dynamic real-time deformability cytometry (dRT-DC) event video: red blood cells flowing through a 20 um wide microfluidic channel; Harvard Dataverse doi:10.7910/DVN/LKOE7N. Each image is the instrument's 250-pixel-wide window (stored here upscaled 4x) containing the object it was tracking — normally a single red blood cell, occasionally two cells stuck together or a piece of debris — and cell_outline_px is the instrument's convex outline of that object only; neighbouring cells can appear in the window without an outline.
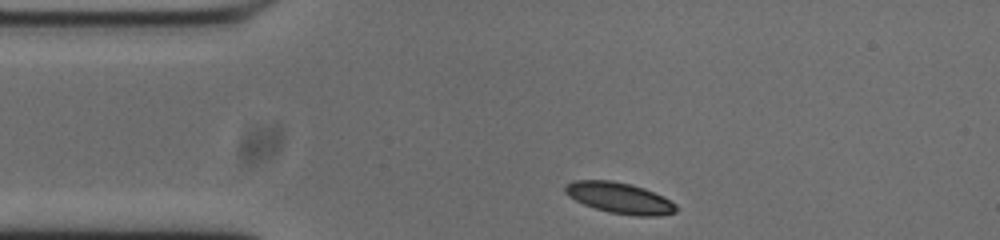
{"species": "common noctule bat (a hibernating species)", "species_latin": "Nyctalus noctula", "temperature_condition": "cold", "stored_images_in_passage": 45, "camera_frame_rate_fps": 3000, "um_per_image_px": 0.085, "animal": {"sex": "male", "body_mass_g": 20.0, "forearm_length_mm": 53.3}, "frame": {"image": 1, "passage_image": 1, "time_ms": 0.0, "image_size_px": [1000, 240], "cell_outline_px": [[676, 212], [656, 216], [636, 216], [608, 212], [584, 204], [568, 196], [564, 192], [564, 184], [572, 180], [612, 180], [632, 184], [644, 188], [664, 196], [676, 204]], "centroid_in_image_um": [52.64, 16.81], "position_along_channel_um": 32.4, "area_um2": 20.17}}
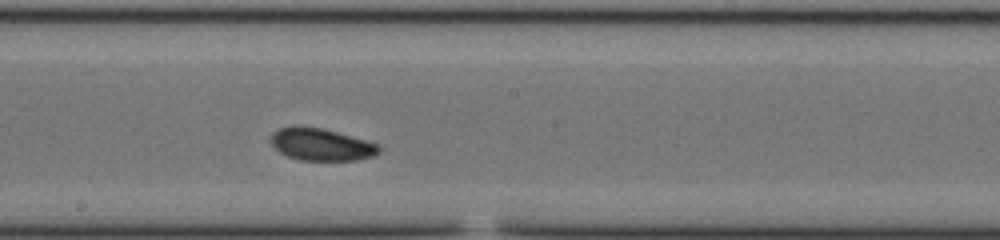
{"frame": {"image": 2, "passage_image": 19, "time_ms": 6.0, "image_size_px": [1000, 240], "cell_outline_px": [[380, 152], [372, 156], [356, 160], [300, 160], [288, 156], [280, 152], [268, 140], [268, 136], [272, 132], [280, 128], [320, 128], [336, 132], [364, 140], [376, 144], [380, 148]], "centroid_in_image_um": [27.27, 12.31], "position_along_channel_um": 220.9, "area_um2": 19.71}}
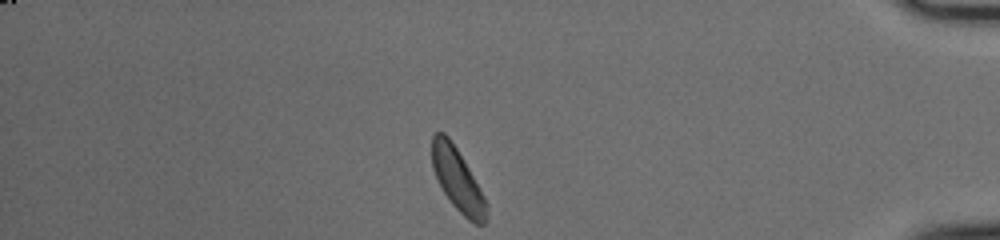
{"frame": {"image": 3, "passage_image": 37, "time_ms": 12.0, "image_size_px": [1000, 240], "cell_outline_px": [[488, 204], [484, 224], [476, 224], [468, 220], [452, 204], [444, 192], [432, 168], [432, 136], [436, 132], [444, 132], [448, 136], [456, 148], [468, 168]], "centroid_in_image_um": [38.88, 15.27], "position_along_channel_um": 396.3, "area_um2": 19.36}, "authors_computed_cell_mechanics": {"area_um2": 20.1144, "velocity_mm_per_s": 3.6754, "shape_relaxation_time_tau1_ms": 4.1297, "shape_relaxation_time_tau2_ms": 5.829, "deformation_change_tau1": 0.1052, "deformation_change_tau2": 0.0855}}